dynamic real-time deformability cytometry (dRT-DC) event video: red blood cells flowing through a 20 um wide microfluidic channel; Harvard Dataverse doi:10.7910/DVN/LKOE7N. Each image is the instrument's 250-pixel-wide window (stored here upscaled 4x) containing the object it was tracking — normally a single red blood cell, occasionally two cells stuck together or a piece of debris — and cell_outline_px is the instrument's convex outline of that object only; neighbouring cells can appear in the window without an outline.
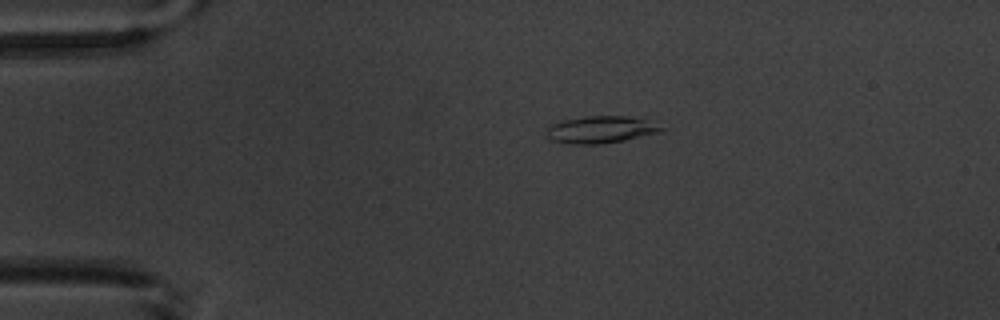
{"species": "common noctule bat (a hibernating species)", "species_latin": "Nyctalus noctula", "temperature_condition": "warm", "stored_images_in_passage": 9, "camera_frame_rate_fps": 3000, "um_per_image_px": 0.085, "animal": {"sex": "male", "body_mass_g": 20.1, "forearm_length_mm": 53.5}, "frame": {"image": 1, "passage_image": 3, "time_ms": 2.333, "image_size_px": [1000, 320], "cell_outline_px": [[664, 128], [656, 132], [624, 140], [600, 144], [568, 144], [548, 140], [548, 128], [552, 124], [564, 120], [584, 116], [624, 116], [644, 120]], "centroid_in_image_um": [50.96, 11.03], "position_along_channel_um": 34.0, "area_um2": 17.63}}
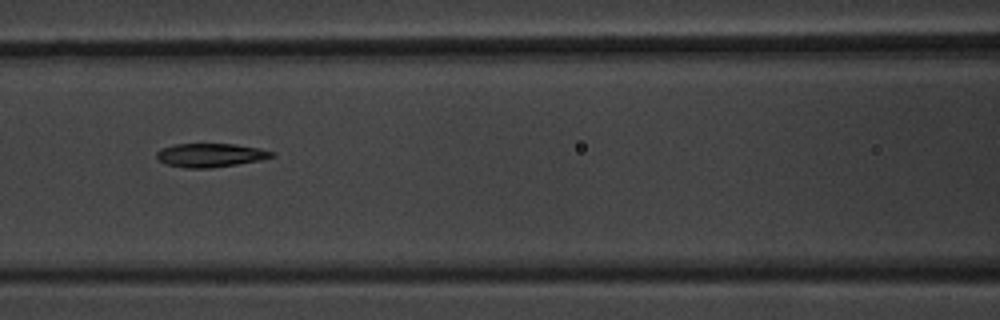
{"frame": {"image": 2, "passage_image": 7, "time_ms": 6.667, "image_size_px": [1000, 320], "cell_outline_px": [[276, 156], [260, 160], [212, 168], [184, 168], [164, 164], [156, 156], [156, 152], [160, 148], [176, 144], [236, 144], [260, 148], [276, 152]], "centroid_in_image_um": [17.9, 13.19], "position_along_channel_um": 148.7, "area_um2": 16.07}}
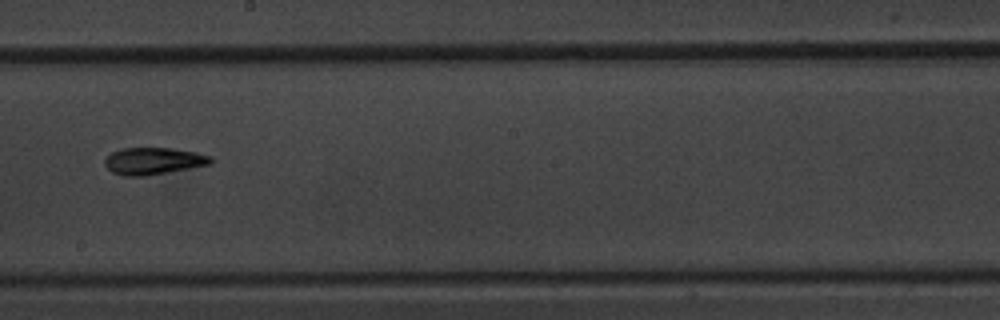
{"frame": {"image": 3, "passage_image": 9, "time_ms": 9.0, "image_size_px": [1000, 320], "cell_outline_px": [[212, 164], [144, 176], [124, 176], [112, 172], [104, 164], [104, 160], [112, 152], [120, 148], [168, 148], [196, 152], [212, 156]], "centroid_in_image_um": [13.03, 13.68], "position_along_channel_um": 235.2, "area_um2": 16.59}}